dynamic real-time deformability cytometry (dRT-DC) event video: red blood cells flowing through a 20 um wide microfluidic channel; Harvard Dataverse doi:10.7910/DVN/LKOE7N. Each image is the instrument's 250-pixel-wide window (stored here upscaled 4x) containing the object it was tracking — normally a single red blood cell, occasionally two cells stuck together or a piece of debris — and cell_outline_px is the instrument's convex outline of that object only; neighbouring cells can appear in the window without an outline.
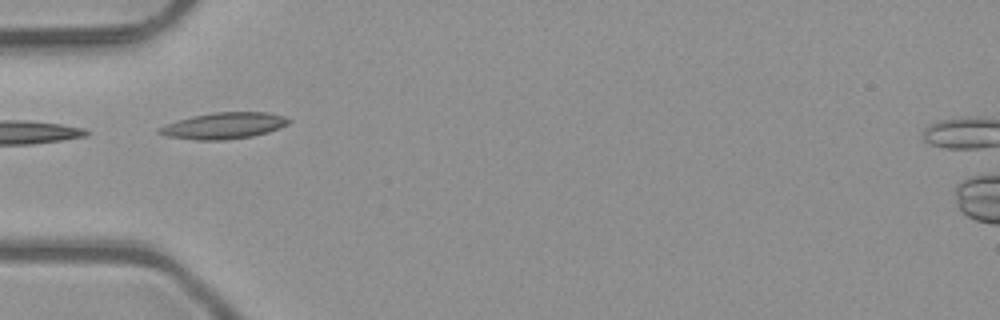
{"species": "common noctule bat (a hibernating species)", "species_latin": "Nyctalus noctula", "temperature_condition": "room temperature", "stored_images_in_passage": 5, "camera_frame_rate_fps": 3000, "um_per_image_px": 0.085, "animal": {"sex": "male", "body_mass_g": 23.1, "forearm_length_mm": 52.7}, "frame": {"image": 1, "passage_image": 5, "time_ms": 1.333, "image_size_px": [1000, 320], "cell_outline_px": [[292, 120], [288, 124], [268, 132], [252, 136], [224, 140], [196, 140], [168, 136], [156, 132], [156, 128], [164, 124], [176, 120], [192, 116], [212, 112], [268, 112], [284, 116]], "centroid_in_image_um": [18.99, 10.67], "position_along_channel_um": 66.0, "area_um2": 20.0}}